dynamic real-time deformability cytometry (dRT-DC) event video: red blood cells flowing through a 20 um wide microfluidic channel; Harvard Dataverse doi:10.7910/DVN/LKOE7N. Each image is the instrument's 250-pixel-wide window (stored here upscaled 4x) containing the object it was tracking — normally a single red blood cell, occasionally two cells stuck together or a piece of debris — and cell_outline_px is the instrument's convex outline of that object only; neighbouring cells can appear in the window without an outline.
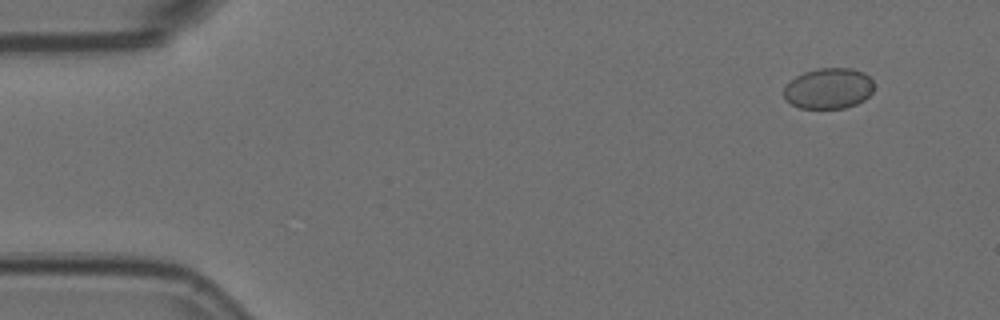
{"species": "Egyptian fruit bat (a non-hibernating species)", "species_latin": "Rousettus aegyptiacus", "temperature_condition": "room temperature", "stored_images_in_passage": 4, "segment_of_instrument_passage": [2, 2], "camera_frame_rate_fps": 3000, "um_per_image_px": 0.085, "animal": {"sex": "female"}, "frame": {"image": 1, "passage_image": 4, "time_ms": 1.0, "image_size_px": [1000, 320], "cell_outline_px": [[872, 92], [864, 100], [856, 104], [844, 108], [800, 108], [792, 104], [784, 96], [784, 88], [796, 76], [804, 72], [816, 68], [852, 68], [864, 72], [872, 80]], "centroid_in_image_um": [70.44, 7.51], "position_along_channel_um": 14.6, "area_um2": 21.27}}